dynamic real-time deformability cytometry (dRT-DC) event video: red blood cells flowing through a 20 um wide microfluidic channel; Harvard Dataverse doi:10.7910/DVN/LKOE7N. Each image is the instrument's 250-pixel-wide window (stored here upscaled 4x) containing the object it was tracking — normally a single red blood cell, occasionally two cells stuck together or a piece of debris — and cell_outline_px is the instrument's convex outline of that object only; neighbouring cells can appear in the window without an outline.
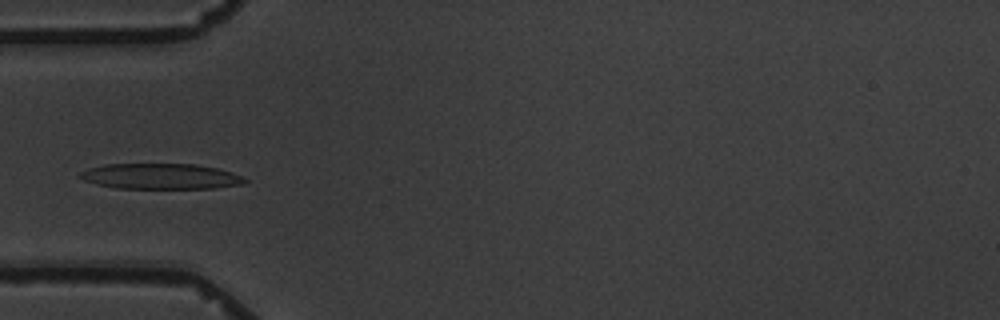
{"species": "common noctule bat (a hibernating species)", "species_latin": "Nyctalus noctula", "temperature_condition": "warm", "stored_images_in_passage": 14, "camera_frame_rate_fps": 3000, "um_per_image_px": 0.085, "animal": {"sex": "male", "body_mass_g": 19.5, "forearm_length_mm": 54.6}, "frame": {"image": 1, "passage_image": 4, "time_ms": 4.333, "image_size_px": [1000, 320], "cell_outline_px": [[248, 180], [244, 184], [216, 188], [116, 188], [96, 184], [84, 180], [76, 176], [80, 172], [88, 168], [104, 164], [196, 164], [216, 168], [232, 172]], "centroid_in_image_um": [13.63, 14.99], "position_along_channel_um": 71.4, "area_um2": 24.62}}
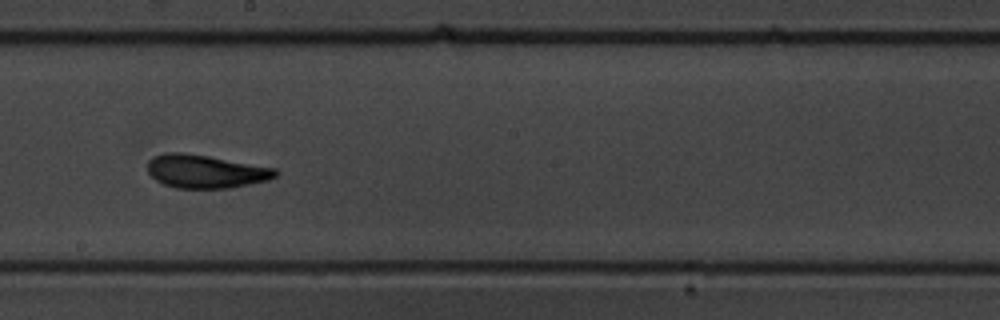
{"frame": {"image": 2, "passage_image": 8, "time_ms": 9.0, "image_size_px": [1000, 320], "cell_outline_px": [[280, 172], [276, 176], [268, 180], [232, 188], [176, 188], [164, 184], [156, 180], [148, 172], [148, 160], [152, 156], [164, 152], [184, 152], [208, 156], [276, 168]], "centroid_in_image_um": [17.47, 14.56], "position_along_channel_um": 230.7, "area_um2": 24.97}}
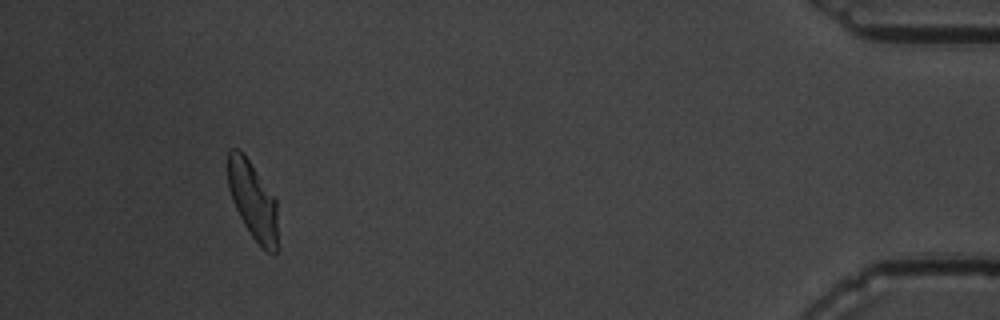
{"frame": {"image": 3, "passage_image": 13, "time_ms": 16.333, "image_size_px": [1000, 320], "cell_outline_px": [[276, 252], [268, 252], [252, 236], [244, 224], [236, 208], [228, 188], [228, 148], [236, 148], [244, 152], [276, 200]], "centroid_in_image_um": [21.46, 16.95], "position_along_channel_um": 413.7, "area_um2": 22.08}, "authors_computed_cell_mechanics": {"area_um2": 24.5939, "velocity_mm_per_s": 3.4178, "shape_relaxation_time_tau1_ms": 4.2033, "shape_relaxation_time_tau2_ms": 2.5565, "deformation_change_tau1": 0.2044, "deformation_change_tau2": 0.1087}}